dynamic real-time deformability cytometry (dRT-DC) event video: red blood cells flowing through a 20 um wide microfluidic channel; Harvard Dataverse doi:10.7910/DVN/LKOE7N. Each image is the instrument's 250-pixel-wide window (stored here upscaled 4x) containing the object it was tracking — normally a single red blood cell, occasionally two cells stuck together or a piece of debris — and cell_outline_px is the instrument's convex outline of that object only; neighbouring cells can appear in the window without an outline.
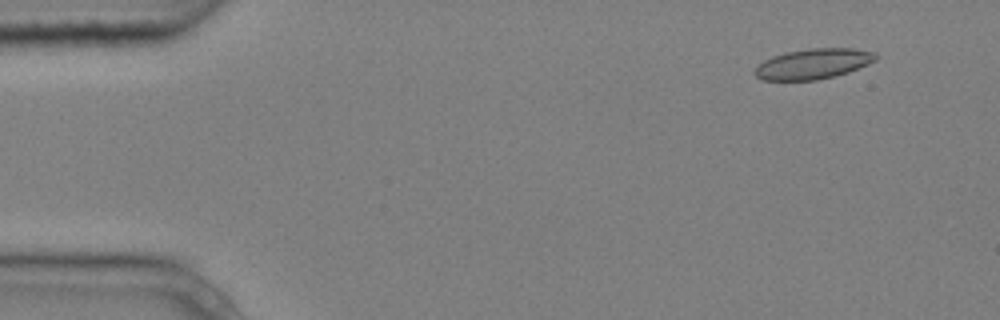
{"species": "common noctule bat (a hibernating species)", "species_latin": "Nyctalus noctula", "temperature_condition": "cold", "stored_images_in_passage": 5, "camera_frame_rate_fps": 3000, "um_per_image_px": 0.085, "animal": {"sex": "male", "body_mass_g": 20.4}, "frame": {"image": 1, "passage_image": 2, "time_ms": 0.333, "image_size_px": [1000, 320], "cell_outline_px": [[880, 56], [876, 60], [868, 64], [848, 72], [816, 80], [760, 80], [752, 72], [764, 60], [772, 56], [784, 52], [808, 48], [852, 48], [876, 52]], "centroid_in_image_um": [69.13, 5.41], "position_along_channel_um": 15.9, "area_um2": 21.5}}
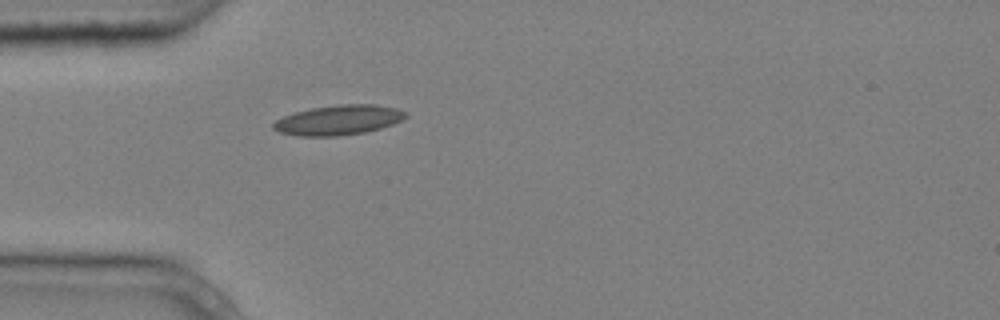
{"frame": {"image": 2, "passage_image": 5, "time_ms": 1.333, "image_size_px": [1000, 320], "cell_outline_px": [[408, 116], [404, 120], [380, 128], [364, 132], [336, 136], [300, 136], [280, 132], [272, 128], [272, 124], [276, 120], [284, 116], [296, 112], [312, 108], [336, 104], [376, 104], [396, 108], [408, 112]], "centroid_in_image_um": [28.81, 10.19], "position_along_channel_um": 56.2, "area_um2": 23.06}}